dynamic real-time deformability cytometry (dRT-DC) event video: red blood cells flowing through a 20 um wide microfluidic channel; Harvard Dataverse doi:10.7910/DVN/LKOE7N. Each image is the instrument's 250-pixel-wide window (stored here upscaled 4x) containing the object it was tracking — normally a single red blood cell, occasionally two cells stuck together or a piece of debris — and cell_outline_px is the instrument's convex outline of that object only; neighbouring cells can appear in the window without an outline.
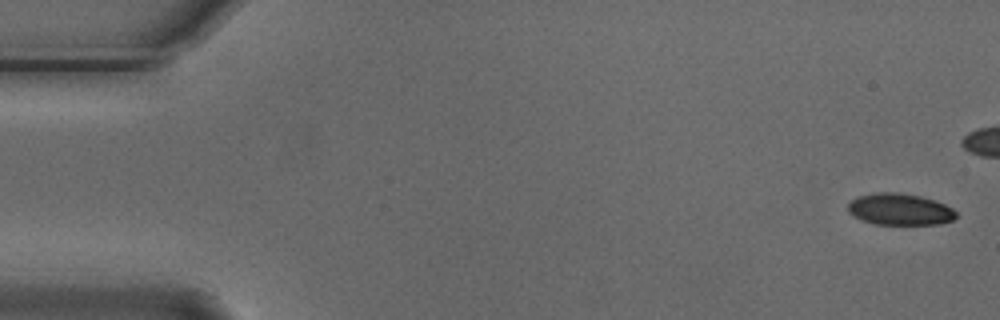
{"species": "Egyptian fruit bat (a non-hibernating species)", "species_latin": "Rousettus aegyptiacus", "temperature_condition": "cold", "stored_images_in_passage": 6, "camera_frame_rate_fps": 3000, "um_per_image_px": 0.085, "animal": {"sex": "male"}, "frame": {"image": 1, "passage_image": 1, "time_ms": 0.0, "image_size_px": [1000, 320], "cell_outline_px": [[956, 216], [952, 220], [940, 224], [876, 224], [860, 220], [852, 216], [848, 212], [848, 204], [856, 196], [880, 192], [900, 192], [920, 196], [936, 200], [952, 208], [956, 212]], "centroid_in_image_um": [76.46, 17.79], "position_along_channel_um": 8.5, "area_um2": 20.06}}